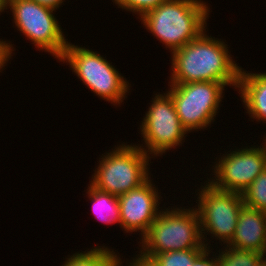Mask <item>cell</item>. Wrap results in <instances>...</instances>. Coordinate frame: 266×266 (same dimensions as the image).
I'll return each instance as SVG.
<instances>
[{
	"label": "cell",
	"instance_id": "obj_1",
	"mask_svg": "<svg viewBox=\"0 0 266 266\" xmlns=\"http://www.w3.org/2000/svg\"><path fill=\"white\" fill-rule=\"evenodd\" d=\"M205 33L204 30L197 38L172 52L169 83L213 81L238 89L241 67L232 59L223 40Z\"/></svg>",
	"mask_w": 266,
	"mask_h": 266
},
{
	"label": "cell",
	"instance_id": "obj_2",
	"mask_svg": "<svg viewBox=\"0 0 266 266\" xmlns=\"http://www.w3.org/2000/svg\"><path fill=\"white\" fill-rule=\"evenodd\" d=\"M209 11L201 0H167L143 14L140 21L172 53L207 29Z\"/></svg>",
	"mask_w": 266,
	"mask_h": 266
},
{
	"label": "cell",
	"instance_id": "obj_3",
	"mask_svg": "<svg viewBox=\"0 0 266 266\" xmlns=\"http://www.w3.org/2000/svg\"><path fill=\"white\" fill-rule=\"evenodd\" d=\"M141 238L142 249L137 257L153 258L156 254L169 251L206 248L201 238L196 208L162 210Z\"/></svg>",
	"mask_w": 266,
	"mask_h": 266
},
{
	"label": "cell",
	"instance_id": "obj_4",
	"mask_svg": "<svg viewBox=\"0 0 266 266\" xmlns=\"http://www.w3.org/2000/svg\"><path fill=\"white\" fill-rule=\"evenodd\" d=\"M149 156L140 145H117L99 160L100 164L90 184L100 191L119 197L150 178Z\"/></svg>",
	"mask_w": 266,
	"mask_h": 266
},
{
	"label": "cell",
	"instance_id": "obj_5",
	"mask_svg": "<svg viewBox=\"0 0 266 266\" xmlns=\"http://www.w3.org/2000/svg\"><path fill=\"white\" fill-rule=\"evenodd\" d=\"M59 61L68 62L72 71L91 91L114 105H120L130 90L129 82L111 63L99 53L85 47L68 42Z\"/></svg>",
	"mask_w": 266,
	"mask_h": 266
},
{
	"label": "cell",
	"instance_id": "obj_6",
	"mask_svg": "<svg viewBox=\"0 0 266 266\" xmlns=\"http://www.w3.org/2000/svg\"><path fill=\"white\" fill-rule=\"evenodd\" d=\"M169 85L171 88L167 93L187 132L210 126L218 113L226 85L213 81Z\"/></svg>",
	"mask_w": 266,
	"mask_h": 266
},
{
	"label": "cell",
	"instance_id": "obj_7",
	"mask_svg": "<svg viewBox=\"0 0 266 266\" xmlns=\"http://www.w3.org/2000/svg\"><path fill=\"white\" fill-rule=\"evenodd\" d=\"M17 29L28 37L34 46L52 54L60 60L68 41L59 22L53 15L54 9L33 0H8Z\"/></svg>",
	"mask_w": 266,
	"mask_h": 266
},
{
	"label": "cell",
	"instance_id": "obj_8",
	"mask_svg": "<svg viewBox=\"0 0 266 266\" xmlns=\"http://www.w3.org/2000/svg\"><path fill=\"white\" fill-rule=\"evenodd\" d=\"M198 192V207L201 238L203 244L205 235L211 233L227 245L235 234L239 211L244 206L241 193L223 191L214 188L209 182L201 186ZM207 231V232H206ZM204 233V234H203Z\"/></svg>",
	"mask_w": 266,
	"mask_h": 266
},
{
	"label": "cell",
	"instance_id": "obj_9",
	"mask_svg": "<svg viewBox=\"0 0 266 266\" xmlns=\"http://www.w3.org/2000/svg\"><path fill=\"white\" fill-rule=\"evenodd\" d=\"M141 124V136L146 149L140 148L147 155L156 157L181 145L188 133L181 124L168 93L156 94Z\"/></svg>",
	"mask_w": 266,
	"mask_h": 266
},
{
	"label": "cell",
	"instance_id": "obj_10",
	"mask_svg": "<svg viewBox=\"0 0 266 266\" xmlns=\"http://www.w3.org/2000/svg\"><path fill=\"white\" fill-rule=\"evenodd\" d=\"M262 147H246L223 154L213 166L209 183L218 190L242 193L266 168V142Z\"/></svg>",
	"mask_w": 266,
	"mask_h": 266
},
{
	"label": "cell",
	"instance_id": "obj_11",
	"mask_svg": "<svg viewBox=\"0 0 266 266\" xmlns=\"http://www.w3.org/2000/svg\"><path fill=\"white\" fill-rule=\"evenodd\" d=\"M149 178L145 183L118 197L121 228L125 232H141L145 235L161 212L159 196ZM154 186V187H153Z\"/></svg>",
	"mask_w": 266,
	"mask_h": 266
},
{
	"label": "cell",
	"instance_id": "obj_12",
	"mask_svg": "<svg viewBox=\"0 0 266 266\" xmlns=\"http://www.w3.org/2000/svg\"><path fill=\"white\" fill-rule=\"evenodd\" d=\"M227 246L253 250L266 256V212L243 206L239 211L235 234Z\"/></svg>",
	"mask_w": 266,
	"mask_h": 266
},
{
	"label": "cell",
	"instance_id": "obj_13",
	"mask_svg": "<svg viewBox=\"0 0 266 266\" xmlns=\"http://www.w3.org/2000/svg\"><path fill=\"white\" fill-rule=\"evenodd\" d=\"M241 68L238 90L252 119L266 122V72L246 73Z\"/></svg>",
	"mask_w": 266,
	"mask_h": 266
},
{
	"label": "cell",
	"instance_id": "obj_14",
	"mask_svg": "<svg viewBox=\"0 0 266 266\" xmlns=\"http://www.w3.org/2000/svg\"><path fill=\"white\" fill-rule=\"evenodd\" d=\"M88 198L91 199L92 212L103 223L112 224L119 223L120 220V205L118 197L108 192H103L91 184L88 186Z\"/></svg>",
	"mask_w": 266,
	"mask_h": 266
},
{
	"label": "cell",
	"instance_id": "obj_15",
	"mask_svg": "<svg viewBox=\"0 0 266 266\" xmlns=\"http://www.w3.org/2000/svg\"><path fill=\"white\" fill-rule=\"evenodd\" d=\"M102 247V248H101ZM121 258L113 250L99 246L71 255L62 266H121Z\"/></svg>",
	"mask_w": 266,
	"mask_h": 266
},
{
	"label": "cell",
	"instance_id": "obj_16",
	"mask_svg": "<svg viewBox=\"0 0 266 266\" xmlns=\"http://www.w3.org/2000/svg\"><path fill=\"white\" fill-rule=\"evenodd\" d=\"M218 254L216 266H257L265 255L253 250H240L230 246Z\"/></svg>",
	"mask_w": 266,
	"mask_h": 266
},
{
	"label": "cell",
	"instance_id": "obj_17",
	"mask_svg": "<svg viewBox=\"0 0 266 266\" xmlns=\"http://www.w3.org/2000/svg\"><path fill=\"white\" fill-rule=\"evenodd\" d=\"M244 206L266 212V168L241 193Z\"/></svg>",
	"mask_w": 266,
	"mask_h": 266
},
{
	"label": "cell",
	"instance_id": "obj_18",
	"mask_svg": "<svg viewBox=\"0 0 266 266\" xmlns=\"http://www.w3.org/2000/svg\"><path fill=\"white\" fill-rule=\"evenodd\" d=\"M204 249L175 250L156 254L152 259L159 266H191Z\"/></svg>",
	"mask_w": 266,
	"mask_h": 266
},
{
	"label": "cell",
	"instance_id": "obj_19",
	"mask_svg": "<svg viewBox=\"0 0 266 266\" xmlns=\"http://www.w3.org/2000/svg\"><path fill=\"white\" fill-rule=\"evenodd\" d=\"M118 4V8L126 9L133 13H139L141 17L146 12L156 8L159 4L167 0H112Z\"/></svg>",
	"mask_w": 266,
	"mask_h": 266
},
{
	"label": "cell",
	"instance_id": "obj_20",
	"mask_svg": "<svg viewBox=\"0 0 266 266\" xmlns=\"http://www.w3.org/2000/svg\"><path fill=\"white\" fill-rule=\"evenodd\" d=\"M210 246L205 248L193 261L191 266H216L218 257L217 255H213L215 257L209 258V254L211 253L209 250Z\"/></svg>",
	"mask_w": 266,
	"mask_h": 266
},
{
	"label": "cell",
	"instance_id": "obj_21",
	"mask_svg": "<svg viewBox=\"0 0 266 266\" xmlns=\"http://www.w3.org/2000/svg\"><path fill=\"white\" fill-rule=\"evenodd\" d=\"M13 47L12 44L7 43L6 41L0 40V72L1 68L3 70V67L6 63H8L9 59L11 58Z\"/></svg>",
	"mask_w": 266,
	"mask_h": 266
},
{
	"label": "cell",
	"instance_id": "obj_22",
	"mask_svg": "<svg viewBox=\"0 0 266 266\" xmlns=\"http://www.w3.org/2000/svg\"><path fill=\"white\" fill-rule=\"evenodd\" d=\"M128 266H159L152 258L148 257H135L133 262L128 263Z\"/></svg>",
	"mask_w": 266,
	"mask_h": 266
},
{
	"label": "cell",
	"instance_id": "obj_23",
	"mask_svg": "<svg viewBox=\"0 0 266 266\" xmlns=\"http://www.w3.org/2000/svg\"><path fill=\"white\" fill-rule=\"evenodd\" d=\"M33 1L43 6L56 10L57 8L59 9L60 5L63 3L64 0H33Z\"/></svg>",
	"mask_w": 266,
	"mask_h": 266
},
{
	"label": "cell",
	"instance_id": "obj_24",
	"mask_svg": "<svg viewBox=\"0 0 266 266\" xmlns=\"http://www.w3.org/2000/svg\"><path fill=\"white\" fill-rule=\"evenodd\" d=\"M8 7V0H0V13L7 9Z\"/></svg>",
	"mask_w": 266,
	"mask_h": 266
},
{
	"label": "cell",
	"instance_id": "obj_25",
	"mask_svg": "<svg viewBox=\"0 0 266 266\" xmlns=\"http://www.w3.org/2000/svg\"><path fill=\"white\" fill-rule=\"evenodd\" d=\"M257 266H266V258H264Z\"/></svg>",
	"mask_w": 266,
	"mask_h": 266
}]
</instances>
